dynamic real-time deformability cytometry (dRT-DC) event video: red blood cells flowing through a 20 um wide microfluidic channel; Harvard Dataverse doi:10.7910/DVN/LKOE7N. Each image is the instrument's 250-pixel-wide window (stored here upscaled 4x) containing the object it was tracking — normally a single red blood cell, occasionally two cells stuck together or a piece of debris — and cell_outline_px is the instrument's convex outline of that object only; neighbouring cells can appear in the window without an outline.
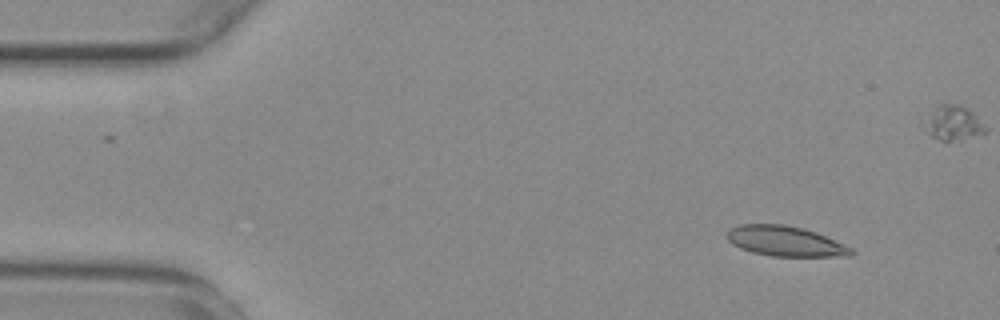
{"species": "common noctule bat (a hibernating species)", "species_latin": "Nyctalus noctula", "temperature_condition": "warm", "stored_images_in_passage": 55, "segment_of_instrument_passage": [1, 2], "camera_frame_rate_fps": 3000, "um_per_image_px": 0.085, "animal": {"sex": "female", "body_mass_g": 29.2, "forearm_length_mm": 56.3}, "frame": {"image": 1, "passage_image": 5, "time_ms": 1.333, "image_size_px": [1000, 320], "cell_outline_px": [[856, 252], [852, 256], [772, 256], [752, 252], [740, 248], [732, 244], [728, 240], [728, 228], [740, 224], [784, 224], [804, 228], [816, 232], [852, 248]], "centroid_in_image_um": [66.75, 20.5], "position_along_channel_um": 18.3, "area_um2": 21.85}}
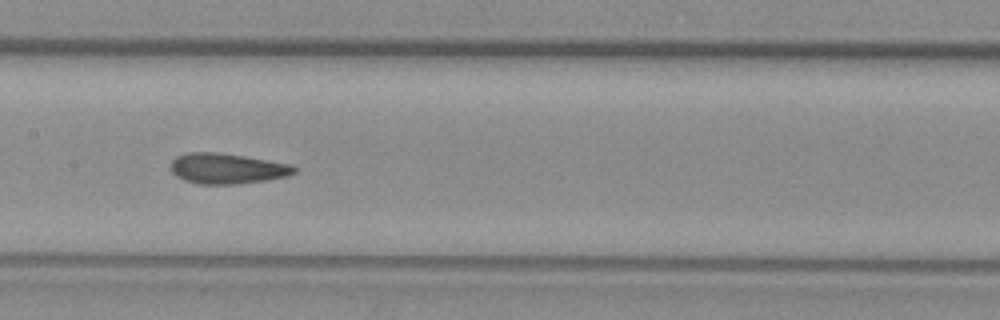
{"frame": {"image": 2, "passage_image": 26, "time_ms": 8.333, "image_size_px": [1000, 320], "cell_outline_px": [[296, 172], [288, 176], [264, 180], [236, 184], [200, 184], [184, 180], [176, 176], [172, 172], [168, 164], [176, 156], [188, 152], [216, 152], [244, 156], [292, 164], [296, 168]], "centroid_in_image_um": [19.27, 14.32], "position_along_channel_um": 188.1, "area_um2": 22.02}}
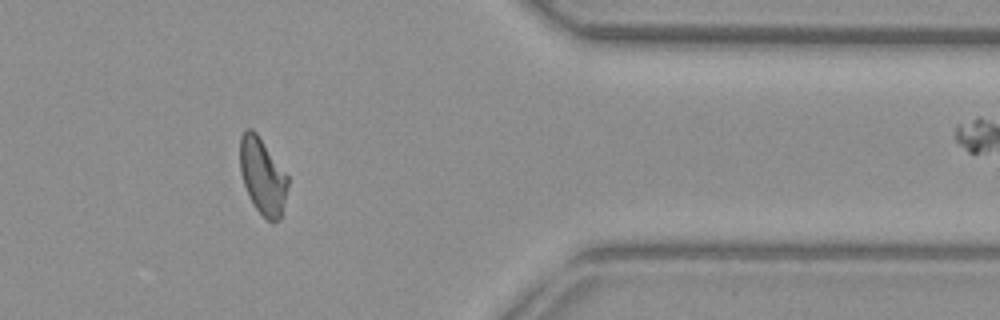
{"frame": {"image": 3, "passage_image": 44, "time_ms": 14.333, "image_size_px": [1000, 320], "cell_outline_px": [[288, 184], [280, 220], [272, 224], [252, 204], [244, 184], [240, 172], [240, 136], [244, 128], [252, 128], [256, 132], [288, 176]], "centroid_in_image_um": [22.3, 14.97], "position_along_channel_um": 389.1, "area_um2": 21.21}}